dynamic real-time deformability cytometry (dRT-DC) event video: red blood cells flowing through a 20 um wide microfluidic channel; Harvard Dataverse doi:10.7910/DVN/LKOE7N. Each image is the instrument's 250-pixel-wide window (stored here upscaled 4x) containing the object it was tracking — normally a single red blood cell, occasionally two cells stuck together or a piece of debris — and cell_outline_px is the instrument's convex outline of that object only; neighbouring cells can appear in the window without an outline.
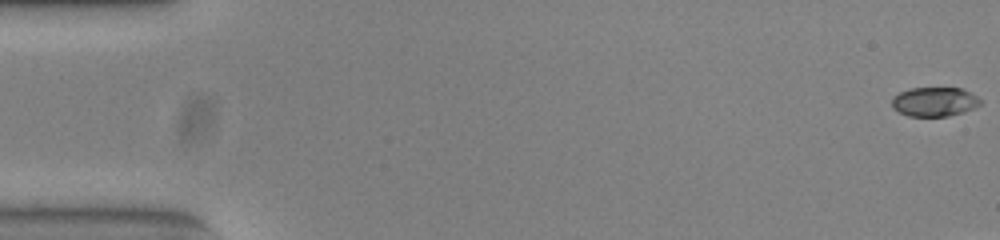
{"species": "common noctule bat (a hibernating species)", "species_latin": "Nyctalus noctula", "temperature_condition": "warm", "stored_images_in_passage": 17, "camera_frame_rate_fps": 3000, "um_per_image_px": 0.085, "animal": {"sex": "female", "body_mass_g": 23.0, "forearm_length_mm": 53.4}, "frame": {"image": 1, "passage_image": 1, "time_ms": 0.0, "image_size_px": [1000, 240], "cell_outline_px": [[980, 104], [964, 112], [948, 116], [908, 116], [892, 108], [892, 96], [900, 92], [912, 88], [960, 88], [976, 96], [980, 100]], "centroid_in_image_um": [79.39, 8.65], "position_along_channel_um": 5.6, "area_um2": 14.91}}
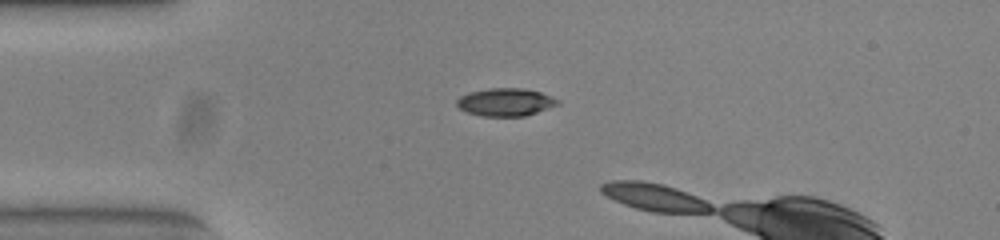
{"frame": {"image": 2, "passage_image": 14, "time_ms": 4.333, "image_size_px": [1000, 240], "cell_outline_px": [[560, 104], [524, 116], [480, 116], [468, 112], [460, 108], [456, 104], [456, 100], [460, 96], [468, 92], [488, 88], [524, 88], [540, 92], [552, 96], [560, 100]], "centroid_in_image_um": [42.97, 8.67], "position_along_channel_um": 42.0, "area_um2": 16.42}}